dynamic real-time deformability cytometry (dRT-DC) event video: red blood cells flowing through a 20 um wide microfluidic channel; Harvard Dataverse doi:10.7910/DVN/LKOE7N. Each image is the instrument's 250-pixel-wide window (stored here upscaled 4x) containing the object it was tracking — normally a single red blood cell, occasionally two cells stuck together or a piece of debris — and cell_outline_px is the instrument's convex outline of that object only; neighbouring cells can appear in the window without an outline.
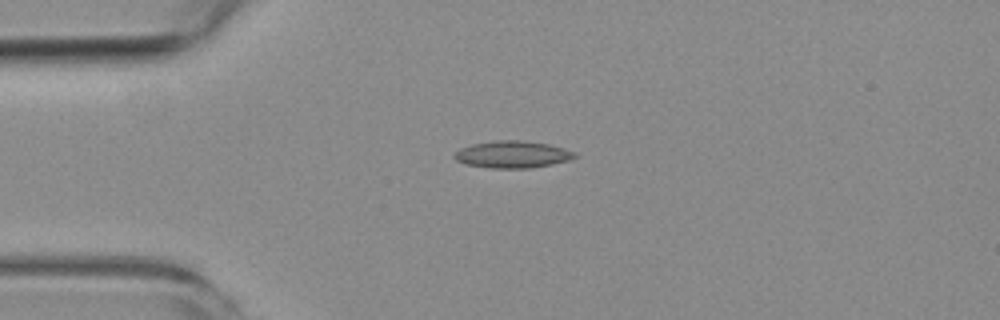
{"species": "common noctule bat (a hibernating species)", "species_latin": "Nyctalus noctula", "temperature_condition": "room temperature", "stored_images_in_passage": 4, "camera_frame_rate_fps": 3000, "um_per_image_px": 0.085, "animal": {"sex": "female", "body_mass_g": 19.3, "forearm_length_mm": 54.1}, "frame": {"image": 1, "passage_image": 3, "time_ms": 2.333, "image_size_px": [1000, 320], "cell_outline_px": [[576, 156], [568, 160], [552, 164], [532, 168], [488, 168], [464, 164], [456, 160], [452, 156], [452, 152], [460, 148], [472, 144], [496, 140], [524, 140], [548, 144], [564, 148], [576, 152]], "centroid_in_image_um": [43.51, 13.12], "position_along_channel_um": 41.5, "area_um2": 19.19}}